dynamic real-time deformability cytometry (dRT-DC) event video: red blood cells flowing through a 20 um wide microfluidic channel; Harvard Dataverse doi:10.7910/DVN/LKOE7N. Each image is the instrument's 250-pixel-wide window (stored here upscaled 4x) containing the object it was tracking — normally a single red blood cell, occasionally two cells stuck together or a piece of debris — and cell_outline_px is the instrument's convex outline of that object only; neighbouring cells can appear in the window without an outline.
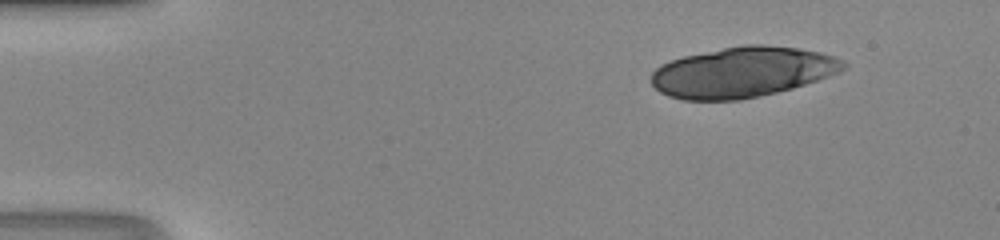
{"species": "human", "species_latin": "Homo sapiens", "temperature_condition": "room temperature", "stored_images_in_passage": 15, "camera_frame_rate_fps": 3000, "um_per_image_px": 0.085, "donor": {"sex": "male"}, "frame": {"image": 1, "passage_image": 1, "time_ms": 0.0, "image_size_px": [1000, 240], "cell_outline_px": [[848, 64], [840, 72], [792, 88], [776, 92], [740, 100], [684, 100], [668, 96], [660, 92], [652, 84], [652, 72], [660, 64], [684, 56], [744, 44], [764, 44], [800, 48], [820, 52], [836, 56]], "centroid_in_image_um": [63.12, 6.12], "position_along_channel_um": 21.9, "area_um2": 56.36}}